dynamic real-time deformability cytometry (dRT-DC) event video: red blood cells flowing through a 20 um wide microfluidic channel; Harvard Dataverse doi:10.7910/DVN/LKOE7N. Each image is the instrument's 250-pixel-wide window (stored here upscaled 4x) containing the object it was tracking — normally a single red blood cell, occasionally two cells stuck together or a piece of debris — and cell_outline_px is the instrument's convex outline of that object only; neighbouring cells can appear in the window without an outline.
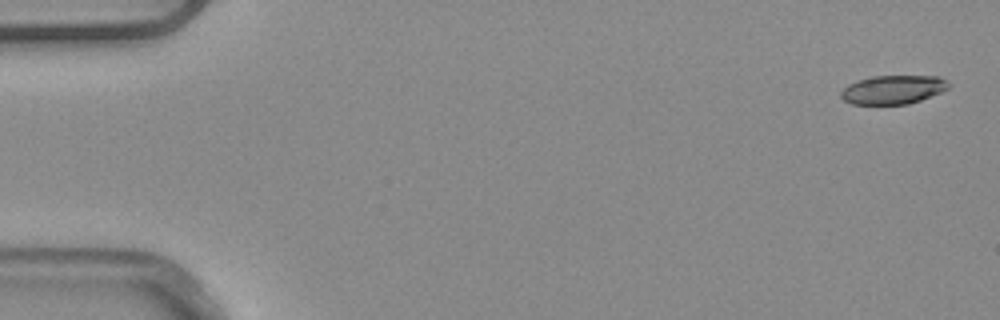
{"species": "common noctule bat (a hibernating species)", "species_latin": "Nyctalus noctula", "temperature_condition": "warm", "stored_images_in_passage": 4, "camera_frame_rate_fps": 3000, "um_per_image_px": 0.085, "animal": {"sex": "male", "body_mass_g": 20.4}, "frame": {"image": 1, "passage_image": 1, "time_ms": 0.0, "image_size_px": [1000, 320], "cell_outline_px": [[952, 84], [948, 88], [940, 92], [920, 100], [908, 104], [852, 104], [844, 100], [840, 96], [840, 92], [848, 84], [872, 76], [940, 76]], "centroid_in_image_um": [75.92, 7.61], "position_along_channel_um": 9.1, "area_um2": 17.98}}
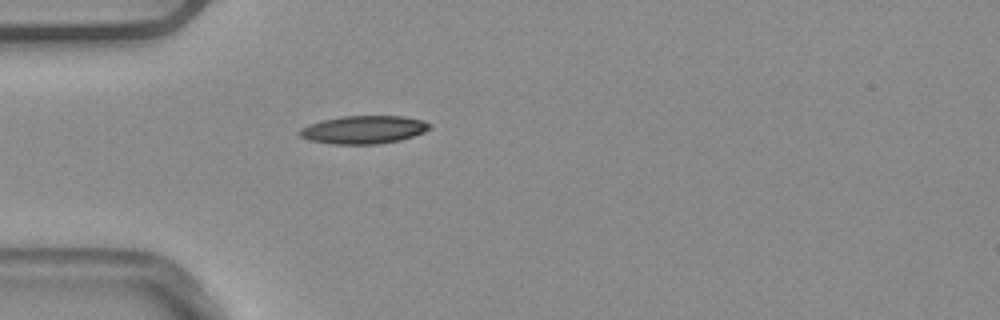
{"frame": {"image": 2, "passage_image": 4, "time_ms": 1.0, "image_size_px": [1000, 320], "cell_outline_px": [[432, 128], [424, 132], [400, 140], [380, 144], [332, 144], [308, 140], [300, 136], [296, 132], [300, 128], [308, 124], [324, 120], [344, 116], [404, 116], [424, 120], [432, 124]], "centroid_in_image_um": [30.92, 11.02], "position_along_channel_um": 54.1, "area_um2": 21.44}}